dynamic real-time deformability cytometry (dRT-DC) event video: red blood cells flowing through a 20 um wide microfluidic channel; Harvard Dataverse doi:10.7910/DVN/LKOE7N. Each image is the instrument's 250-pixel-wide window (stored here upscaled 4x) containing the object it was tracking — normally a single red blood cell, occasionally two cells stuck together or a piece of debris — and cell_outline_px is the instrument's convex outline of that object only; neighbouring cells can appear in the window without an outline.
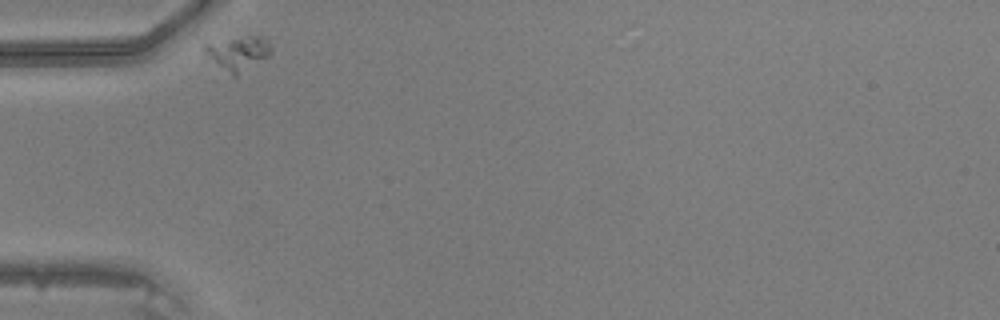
{"species": "common noctule bat (a hibernating species)", "species_latin": "Nyctalus noctula", "temperature_condition": "warm", "stored_images_in_passage": 17, "camera_frame_rate_fps": 3000, "um_per_image_px": 0.085, "animal": {"sex": "male", "body_mass_g": 20.5, "forearm_length_mm": 52.5}, "frame": {"image": 1, "passage_image": 1, "time_ms": 0.0, "image_size_px": [1000, 320], "cell_outline_px": [[272, 52], [268, 56], [236, 76], [232, 76], [204, 52], [204, 44], [248, 36], [256, 36], [268, 40], [272, 44]], "centroid_in_image_um": [20.29, 4.51], "position_along_channel_um": 64.7, "area_um2": 12.66}}
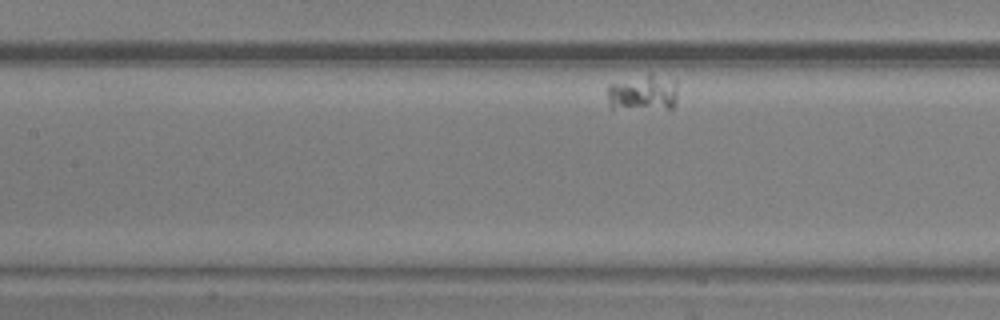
{"frame": {"image": 2, "passage_image": 10, "time_ms": 3.0, "image_size_px": [1000, 320], "cell_outline_px": [[676, 100], [672, 108], [612, 108], [608, 104], [608, 84], [648, 72], [652, 72], [676, 84]], "centroid_in_image_um": [54.61, 7.86], "position_along_channel_um": 152.8, "area_um2": 14.74}}
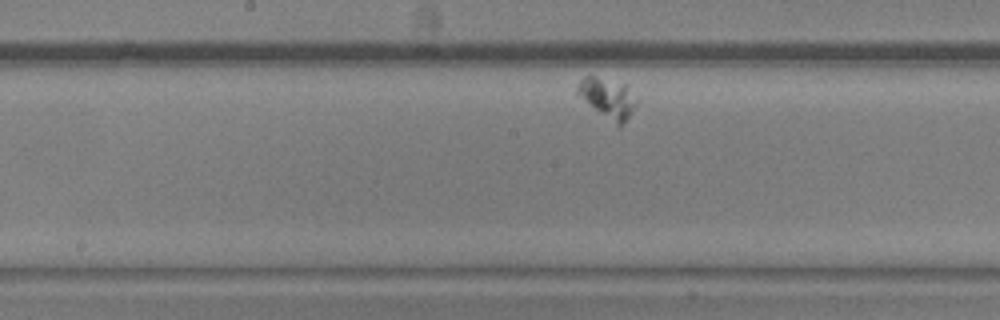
{"frame": {"image": 3, "passage_image": 14, "time_ms": 4.333, "image_size_px": [1000, 320], "cell_outline_px": [[636, 104], [632, 112], [624, 124], [620, 128], [576, 92], [576, 88], [580, 80], [588, 72], [624, 84], [636, 100]], "centroid_in_image_um": [51.64, 8.28], "position_along_channel_um": 196.6, "area_um2": 13.47}}